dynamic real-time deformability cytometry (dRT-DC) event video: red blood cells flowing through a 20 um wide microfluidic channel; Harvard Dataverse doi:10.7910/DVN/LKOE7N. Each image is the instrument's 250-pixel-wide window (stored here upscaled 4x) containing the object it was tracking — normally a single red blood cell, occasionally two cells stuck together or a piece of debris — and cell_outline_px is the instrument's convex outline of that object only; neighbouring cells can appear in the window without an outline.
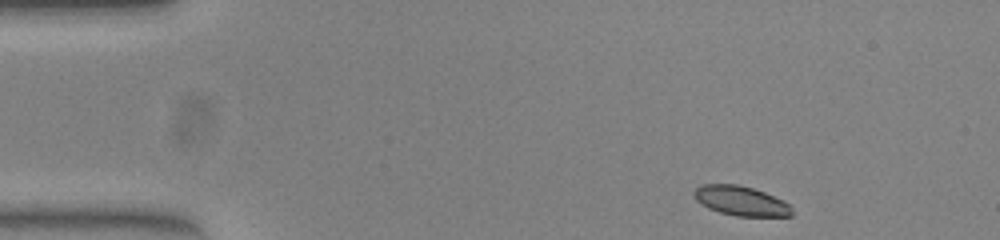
{"species": "common noctule bat (a hibernating species)", "species_latin": "Nyctalus noctula", "temperature_condition": "warm", "stored_images_in_passage": 47, "camera_frame_rate_fps": 3000, "um_per_image_px": 0.085, "animal": {"sex": "female", "body_mass_g": 23.0, "forearm_length_mm": 53.4}, "frame": {"image": 1, "passage_image": 1, "time_ms": 0.0, "image_size_px": [1000, 240], "cell_outline_px": [[792, 216], [736, 216], [720, 212], [708, 208], [696, 200], [692, 192], [696, 188], [704, 184], [736, 184], [752, 188], [764, 192], [784, 200], [792, 208]], "centroid_in_image_um": [62.98, 17.07], "position_along_channel_um": 22.0, "area_um2": 16.82}}
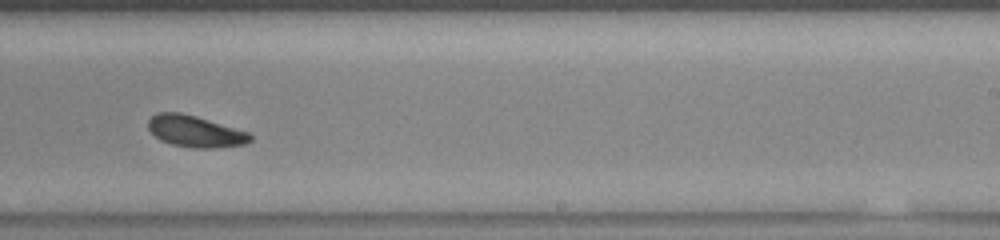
{"frame": {"image": 2, "passage_image": 27, "time_ms": 8.667, "image_size_px": [1000, 240], "cell_outline_px": [[252, 140], [244, 144], [212, 148], [192, 148], [172, 144], [160, 140], [148, 128], [148, 120], [152, 116], [160, 112], [180, 112], [196, 116], [248, 132], [252, 136]], "centroid_in_image_um": [16.58, 11.16], "position_along_channel_um": 272.4, "area_um2": 18.55}}
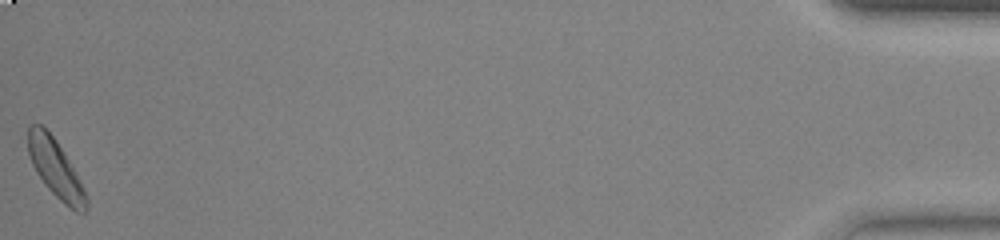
{"frame": {"image": 3, "passage_image": 47, "time_ms": 15.333, "image_size_px": [1000, 240], "cell_outline_px": [[88, 208], [84, 212], [76, 212], [64, 204], [48, 188], [36, 172], [32, 164], [28, 152], [28, 128], [32, 124], [40, 124], [56, 140], [68, 160], [88, 196]], "centroid_in_image_um": [4.73, 14.36], "position_along_channel_um": 430.5, "area_um2": 19.25}, "authors_computed_cell_mechanics": {"area_um2": 18.6694, "velocity_mm_per_s": 3.8718, "shape_relaxation_time_tau1_ms": 2.9387, "shape_relaxation_time_tau2_ms": null, "deformation_change_tau1": 0.124, "deformation_change_tau2": null}}